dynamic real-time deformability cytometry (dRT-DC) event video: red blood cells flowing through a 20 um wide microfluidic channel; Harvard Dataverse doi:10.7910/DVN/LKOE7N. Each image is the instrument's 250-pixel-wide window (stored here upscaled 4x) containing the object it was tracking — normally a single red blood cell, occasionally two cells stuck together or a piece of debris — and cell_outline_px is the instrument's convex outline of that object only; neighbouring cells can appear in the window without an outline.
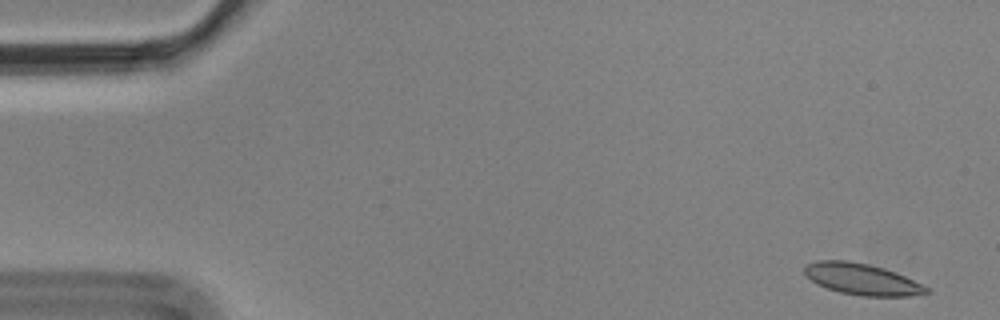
{"species": "Egyptian fruit bat (a non-hibernating species)", "species_latin": "Rousettus aegyptiacus", "temperature_condition": "cold", "stored_images_in_passage": 5, "camera_frame_rate_fps": 3000, "um_per_image_px": 0.085, "animal": {"sex": "male"}, "frame": {"image": 1, "passage_image": 1, "time_ms": 0.0, "image_size_px": [1000, 320], "cell_outline_px": [[932, 292], [908, 296], [860, 296], [840, 292], [816, 284], [804, 272], [804, 268], [808, 264], [816, 260], [848, 260], [868, 264], [884, 268], [896, 272], [928, 288]], "centroid_in_image_um": [73.25, 23.73], "position_along_channel_um": 11.7, "area_um2": 22.08}}
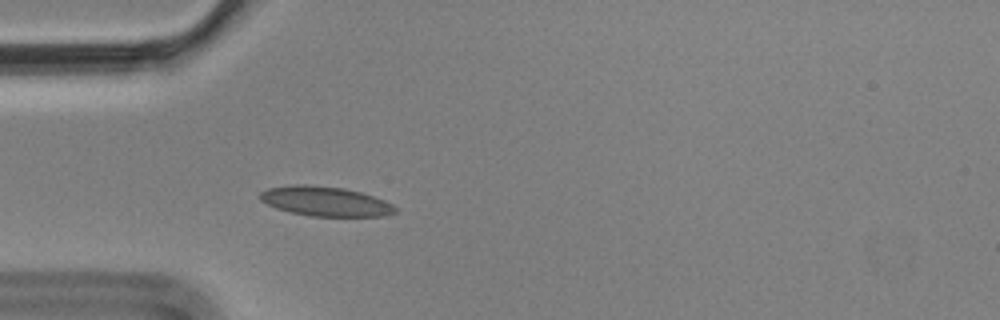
{"frame": {"image": 2, "passage_image": 5, "time_ms": 1.333, "image_size_px": [1000, 320], "cell_outline_px": [[400, 212], [384, 216], [312, 216], [292, 212], [276, 208], [260, 200], [260, 192], [268, 188], [292, 184], [304, 184], [344, 188], [360, 192], [384, 200], [392, 204]], "centroid_in_image_um": [27.67, 17.11], "position_along_channel_um": 57.3, "area_um2": 23.29}}